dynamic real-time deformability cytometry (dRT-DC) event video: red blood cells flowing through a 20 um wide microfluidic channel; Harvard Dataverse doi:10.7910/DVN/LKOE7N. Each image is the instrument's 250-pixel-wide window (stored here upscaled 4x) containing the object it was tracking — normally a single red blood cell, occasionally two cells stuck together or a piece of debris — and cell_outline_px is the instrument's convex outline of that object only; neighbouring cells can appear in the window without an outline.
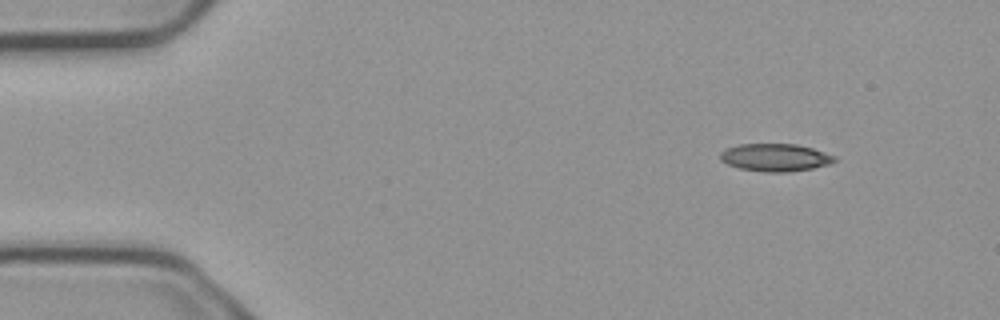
{"species": "common noctule bat (a hibernating species)", "species_latin": "Nyctalus noctula", "temperature_condition": "cold", "stored_images_in_passage": 5, "camera_frame_rate_fps": 3000, "um_per_image_px": 0.085, "animal": {"sex": "male", "body_mass_g": 23.1, "forearm_length_mm": 52.7}, "frame": {"image": 1, "passage_image": 1, "time_ms": 0.0, "image_size_px": [1000, 320], "cell_outline_px": [[836, 160], [828, 164], [812, 168], [788, 172], [768, 172], [740, 168], [728, 164], [720, 160], [720, 152], [728, 148], [740, 144], [796, 144], [812, 148], [836, 156]], "centroid_in_image_um": [65.9, 13.38], "position_along_channel_um": 19.1, "area_um2": 18.21}}
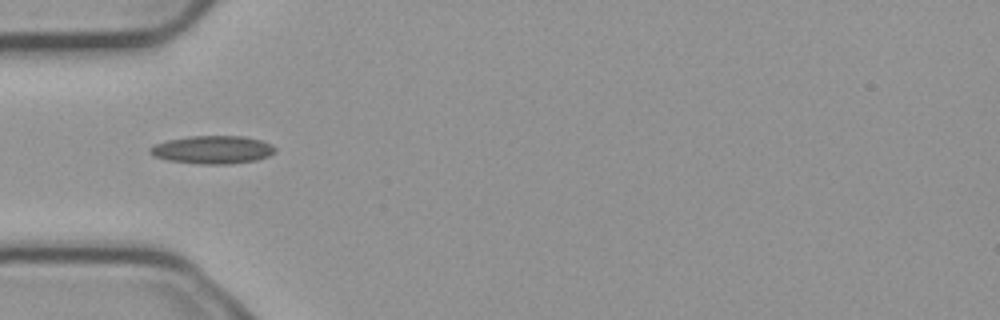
{"frame": {"image": 2, "passage_image": 4, "time_ms": 1.0, "image_size_px": [1000, 320], "cell_outline_px": [[276, 152], [268, 156], [256, 160], [228, 164], [196, 164], [168, 160], [152, 156], [148, 152], [148, 148], [156, 144], [168, 140], [188, 136], [244, 136], [260, 140], [272, 144], [276, 148]], "centroid_in_image_um": [18.06, 12.73], "position_along_channel_um": 66.9, "area_um2": 20.58}}
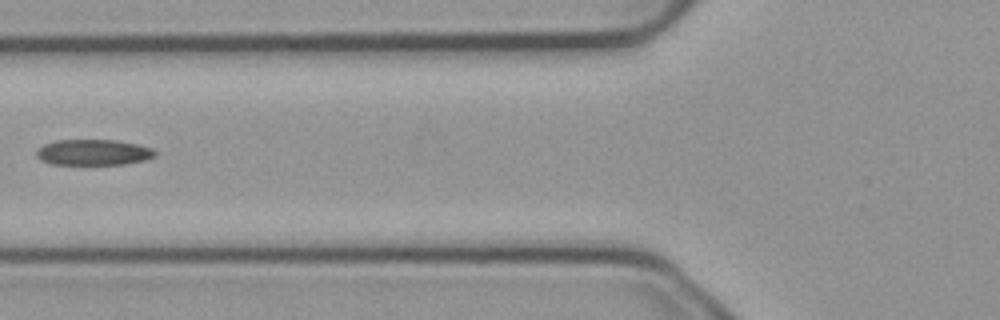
{"frame": {"image": 3, "passage_image": 5, "time_ms": 1.333, "image_size_px": [1000, 320], "cell_outline_px": [[156, 156], [144, 160], [124, 164], [52, 164], [40, 160], [36, 156], [36, 152], [44, 144], [56, 140], [116, 140], [136, 144], [152, 148], [156, 152]], "centroid_in_image_um": [7.93, 12.95], "position_along_channel_um": 117.9, "area_um2": 17.74}}